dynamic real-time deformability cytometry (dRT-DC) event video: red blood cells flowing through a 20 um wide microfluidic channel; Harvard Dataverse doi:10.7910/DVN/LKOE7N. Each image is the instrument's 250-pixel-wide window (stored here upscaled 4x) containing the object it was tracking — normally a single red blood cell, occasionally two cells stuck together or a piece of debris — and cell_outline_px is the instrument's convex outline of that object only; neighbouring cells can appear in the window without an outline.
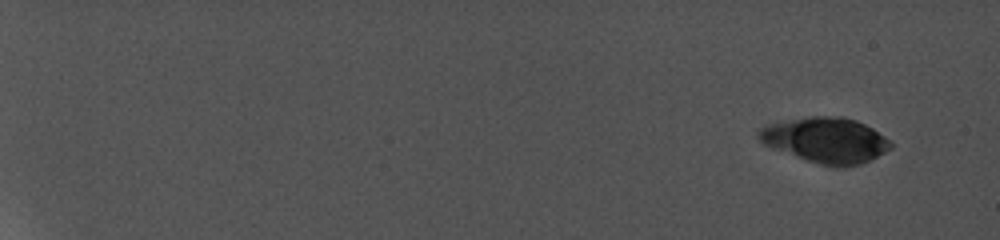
{"species": "common noctule bat (a hibernating species)", "species_latin": "Nyctalus noctula", "temperature_condition": "cold", "stored_images_in_passage": 9, "camera_frame_rate_fps": 5000, "um_per_image_px": 0.085, "animal": {"sex": "female", "body_mass_g": 19.0, "forearm_length_mm": 56.7}, "frame": {"image": 1, "passage_image": 1, "time_ms": 0.0, "image_size_px": [1000, 240], "cell_outline_px": [[892, 148], [868, 160], [856, 164], [824, 164], [800, 156], [768, 144], [760, 140], [760, 128], [772, 124], [808, 116], [844, 116], [856, 120], [872, 128], [884, 136], [892, 144]], "centroid_in_image_um": [70.28, 11.84], "position_along_channel_um": 14.7, "area_um2": 32.89}}
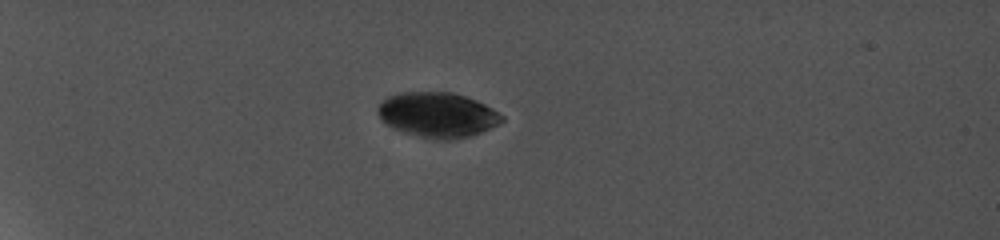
{"frame": {"image": 2, "passage_image": 7, "time_ms": 5.4, "image_size_px": [1000, 240], "cell_outline_px": [[504, 120], [488, 128], [464, 136], [428, 136], [400, 128], [388, 124], [380, 116], [376, 108], [388, 96], [404, 92], [452, 92], [476, 100], [492, 108], [504, 116]], "centroid_in_image_um": [37.21, 9.66], "position_along_channel_um": 47.8, "area_um2": 30.4}}